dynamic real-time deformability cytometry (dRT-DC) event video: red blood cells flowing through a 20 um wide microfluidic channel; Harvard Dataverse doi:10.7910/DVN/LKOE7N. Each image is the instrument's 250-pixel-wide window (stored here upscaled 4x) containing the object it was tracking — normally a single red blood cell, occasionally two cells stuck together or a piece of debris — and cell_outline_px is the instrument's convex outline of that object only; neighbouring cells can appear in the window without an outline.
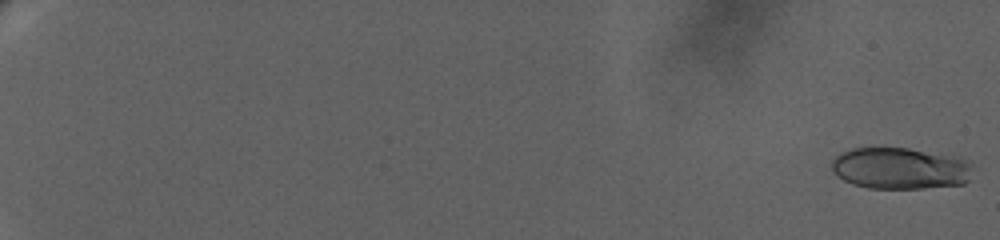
{"species": "human", "species_latin": "Homo sapiens", "temperature_condition": "warm", "stored_images_in_passage": 65, "camera_frame_rate_fps": 3000, "um_per_image_px": 0.085, "donor": {"sex": "female"}, "frame": {"image": 1, "passage_image": 1, "time_ms": 0.0, "image_size_px": [1000, 240], "cell_outline_px": [[972, 164], [968, 180], [964, 184], [924, 188], [868, 188], [852, 184], [844, 180], [832, 172], [832, 160], [836, 156], [852, 148], [908, 148], [956, 156], [972, 160]], "centroid_in_image_um": [76.54, 14.31], "position_along_channel_um": 8.5, "area_um2": 34.33}}
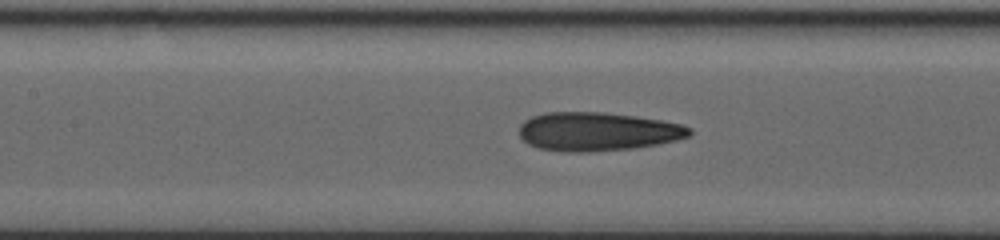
{"frame": {"image": 2, "passage_image": 39, "time_ms": 12.0, "image_size_px": [1000, 240], "cell_outline_px": [[692, 132], [688, 136], [676, 140], [656, 144], [632, 148], [588, 152], [564, 152], [540, 148], [528, 144], [520, 136], [520, 124], [524, 120], [532, 116], [544, 112], [604, 112], [636, 116], [660, 120], [680, 124], [692, 128]], "centroid_in_image_um": [50.76, 11.17], "position_along_channel_um": 156.6, "area_um2": 38.32}}
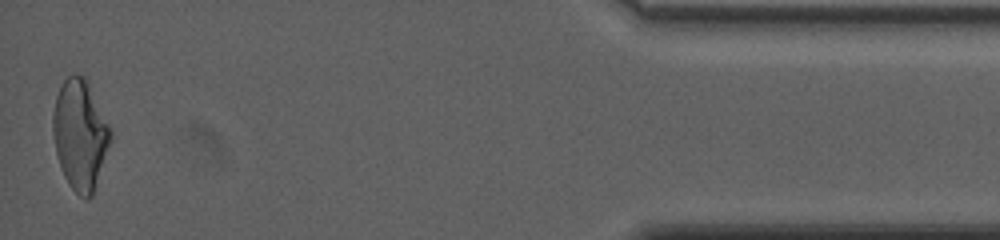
{"frame": {"image": 3, "passage_image": 64, "time_ms": 22.0, "image_size_px": [1000, 240], "cell_outline_px": [[112, 136], [92, 196], [88, 200], [84, 200], [68, 184], [60, 168], [56, 152], [52, 132], [52, 112], [56, 96], [64, 80], [72, 72], [84, 76], [88, 80], [112, 132]], "centroid_in_image_um": [6.79, 11.42], "position_along_channel_um": 428.4, "area_um2": 37.05}, "authors_computed_cell_mechanics": {"area_um2": 35.836, "velocity_mm_per_s": 3.332, "shape_relaxation_time_tau1_ms": null, "shape_relaxation_time_tau2_ms": 1.6671, "deformation_change_tau1": null, "deformation_change_tau2": 0.0898}}